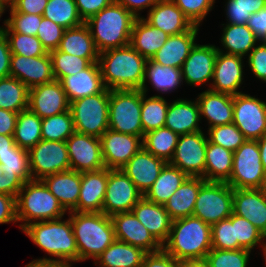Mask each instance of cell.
<instances>
[{"label":"cell","instance_id":"obj_1","mask_svg":"<svg viewBox=\"0 0 266 267\" xmlns=\"http://www.w3.org/2000/svg\"><path fill=\"white\" fill-rule=\"evenodd\" d=\"M146 61L130 44L99 53L98 63L105 88L140 90Z\"/></svg>","mask_w":266,"mask_h":267},{"label":"cell","instance_id":"obj_2","mask_svg":"<svg viewBox=\"0 0 266 267\" xmlns=\"http://www.w3.org/2000/svg\"><path fill=\"white\" fill-rule=\"evenodd\" d=\"M22 231L37 247L48 253L49 258L45 256L39 259H48L60 264L78 262V249L70 217L66 220L62 217L34 222L27 225Z\"/></svg>","mask_w":266,"mask_h":267},{"label":"cell","instance_id":"obj_3","mask_svg":"<svg viewBox=\"0 0 266 267\" xmlns=\"http://www.w3.org/2000/svg\"><path fill=\"white\" fill-rule=\"evenodd\" d=\"M78 249V262L95 261L115 240L111 217L102 212H68Z\"/></svg>","mask_w":266,"mask_h":267},{"label":"cell","instance_id":"obj_4","mask_svg":"<svg viewBox=\"0 0 266 267\" xmlns=\"http://www.w3.org/2000/svg\"><path fill=\"white\" fill-rule=\"evenodd\" d=\"M162 248L177 261L205 259L212 249L211 225L193 215L172 220Z\"/></svg>","mask_w":266,"mask_h":267},{"label":"cell","instance_id":"obj_5","mask_svg":"<svg viewBox=\"0 0 266 267\" xmlns=\"http://www.w3.org/2000/svg\"><path fill=\"white\" fill-rule=\"evenodd\" d=\"M136 17L124 6L114 1L88 18V26L99 53L130 44Z\"/></svg>","mask_w":266,"mask_h":267},{"label":"cell","instance_id":"obj_6","mask_svg":"<svg viewBox=\"0 0 266 267\" xmlns=\"http://www.w3.org/2000/svg\"><path fill=\"white\" fill-rule=\"evenodd\" d=\"M16 208L21 231L31 223L59 219L67 213L41 180L24 182L16 198Z\"/></svg>","mask_w":266,"mask_h":267},{"label":"cell","instance_id":"obj_7","mask_svg":"<svg viewBox=\"0 0 266 267\" xmlns=\"http://www.w3.org/2000/svg\"><path fill=\"white\" fill-rule=\"evenodd\" d=\"M110 89L70 102L76 132L100 138L109 129Z\"/></svg>","mask_w":266,"mask_h":267},{"label":"cell","instance_id":"obj_8","mask_svg":"<svg viewBox=\"0 0 266 267\" xmlns=\"http://www.w3.org/2000/svg\"><path fill=\"white\" fill-rule=\"evenodd\" d=\"M141 105V90H110L109 129L143 139Z\"/></svg>","mask_w":266,"mask_h":267},{"label":"cell","instance_id":"obj_9","mask_svg":"<svg viewBox=\"0 0 266 267\" xmlns=\"http://www.w3.org/2000/svg\"><path fill=\"white\" fill-rule=\"evenodd\" d=\"M227 184L234 189L266 188V172L257 140L246 139L233 153L232 173Z\"/></svg>","mask_w":266,"mask_h":267},{"label":"cell","instance_id":"obj_10","mask_svg":"<svg viewBox=\"0 0 266 267\" xmlns=\"http://www.w3.org/2000/svg\"><path fill=\"white\" fill-rule=\"evenodd\" d=\"M234 188L226 182H205L199 189L193 216L212 225L233 213Z\"/></svg>","mask_w":266,"mask_h":267},{"label":"cell","instance_id":"obj_11","mask_svg":"<svg viewBox=\"0 0 266 267\" xmlns=\"http://www.w3.org/2000/svg\"><path fill=\"white\" fill-rule=\"evenodd\" d=\"M28 161L32 180L71 169L64 141L40 140L28 151Z\"/></svg>","mask_w":266,"mask_h":267},{"label":"cell","instance_id":"obj_12","mask_svg":"<svg viewBox=\"0 0 266 267\" xmlns=\"http://www.w3.org/2000/svg\"><path fill=\"white\" fill-rule=\"evenodd\" d=\"M233 123L246 139L258 140L266 134V102L250 94L233 96Z\"/></svg>","mask_w":266,"mask_h":267},{"label":"cell","instance_id":"obj_13","mask_svg":"<svg viewBox=\"0 0 266 267\" xmlns=\"http://www.w3.org/2000/svg\"><path fill=\"white\" fill-rule=\"evenodd\" d=\"M203 131L179 136L169 164L179 168L190 177H202L205 173L207 135Z\"/></svg>","mask_w":266,"mask_h":267},{"label":"cell","instance_id":"obj_14","mask_svg":"<svg viewBox=\"0 0 266 267\" xmlns=\"http://www.w3.org/2000/svg\"><path fill=\"white\" fill-rule=\"evenodd\" d=\"M142 197L143 194L123 170L108 169V182L102 213L112 216L120 212H130Z\"/></svg>","mask_w":266,"mask_h":267},{"label":"cell","instance_id":"obj_15","mask_svg":"<svg viewBox=\"0 0 266 267\" xmlns=\"http://www.w3.org/2000/svg\"><path fill=\"white\" fill-rule=\"evenodd\" d=\"M66 146L71 170L86 172L105 168L100 138L75 131L66 140Z\"/></svg>","mask_w":266,"mask_h":267},{"label":"cell","instance_id":"obj_16","mask_svg":"<svg viewBox=\"0 0 266 267\" xmlns=\"http://www.w3.org/2000/svg\"><path fill=\"white\" fill-rule=\"evenodd\" d=\"M105 168L121 169L142 147V138L108 129L101 137Z\"/></svg>","mask_w":266,"mask_h":267},{"label":"cell","instance_id":"obj_17","mask_svg":"<svg viewBox=\"0 0 266 267\" xmlns=\"http://www.w3.org/2000/svg\"><path fill=\"white\" fill-rule=\"evenodd\" d=\"M110 217L116 240L138 247L146 253L162 249V245L136 218L132 211L116 213Z\"/></svg>","mask_w":266,"mask_h":267},{"label":"cell","instance_id":"obj_18","mask_svg":"<svg viewBox=\"0 0 266 267\" xmlns=\"http://www.w3.org/2000/svg\"><path fill=\"white\" fill-rule=\"evenodd\" d=\"M70 103L59 80L29 89L28 109L44 119L68 111Z\"/></svg>","mask_w":266,"mask_h":267},{"label":"cell","instance_id":"obj_19","mask_svg":"<svg viewBox=\"0 0 266 267\" xmlns=\"http://www.w3.org/2000/svg\"><path fill=\"white\" fill-rule=\"evenodd\" d=\"M218 50L213 44H196L184 61L181 71L183 81L190 86L211 85Z\"/></svg>","mask_w":266,"mask_h":267},{"label":"cell","instance_id":"obj_20","mask_svg":"<svg viewBox=\"0 0 266 267\" xmlns=\"http://www.w3.org/2000/svg\"><path fill=\"white\" fill-rule=\"evenodd\" d=\"M10 76L20 80L29 89L55 80L50 53L38 57L12 54Z\"/></svg>","mask_w":266,"mask_h":267},{"label":"cell","instance_id":"obj_21","mask_svg":"<svg viewBox=\"0 0 266 267\" xmlns=\"http://www.w3.org/2000/svg\"><path fill=\"white\" fill-rule=\"evenodd\" d=\"M244 59L239 55H229L218 51L209 90L232 96L242 93L239 88L244 83Z\"/></svg>","mask_w":266,"mask_h":267},{"label":"cell","instance_id":"obj_22","mask_svg":"<svg viewBox=\"0 0 266 267\" xmlns=\"http://www.w3.org/2000/svg\"><path fill=\"white\" fill-rule=\"evenodd\" d=\"M167 164L143 147L121 168L144 195Z\"/></svg>","mask_w":266,"mask_h":267},{"label":"cell","instance_id":"obj_23","mask_svg":"<svg viewBox=\"0 0 266 267\" xmlns=\"http://www.w3.org/2000/svg\"><path fill=\"white\" fill-rule=\"evenodd\" d=\"M233 213L247 219L266 236V188L234 189Z\"/></svg>","mask_w":266,"mask_h":267},{"label":"cell","instance_id":"obj_24","mask_svg":"<svg viewBox=\"0 0 266 267\" xmlns=\"http://www.w3.org/2000/svg\"><path fill=\"white\" fill-rule=\"evenodd\" d=\"M199 27L193 25L188 31L169 36L151 60L162 66L165 65L181 69L191 50L197 44L196 40L200 30Z\"/></svg>","mask_w":266,"mask_h":267},{"label":"cell","instance_id":"obj_25","mask_svg":"<svg viewBox=\"0 0 266 267\" xmlns=\"http://www.w3.org/2000/svg\"><path fill=\"white\" fill-rule=\"evenodd\" d=\"M108 182V168L81 172L77 212H102Z\"/></svg>","mask_w":266,"mask_h":267},{"label":"cell","instance_id":"obj_26","mask_svg":"<svg viewBox=\"0 0 266 267\" xmlns=\"http://www.w3.org/2000/svg\"><path fill=\"white\" fill-rule=\"evenodd\" d=\"M60 83L69 103L79 98L96 95L105 89L98 62H93L86 69L63 77Z\"/></svg>","mask_w":266,"mask_h":267},{"label":"cell","instance_id":"obj_27","mask_svg":"<svg viewBox=\"0 0 266 267\" xmlns=\"http://www.w3.org/2000/svg\"><path fill=\"white\" fill-rule=\"evenodd\" d=\"M132 212L161 245L167 241L172 219L164 205L149 201L143 196L134 205Z\"/></svg>","mask_w":266,"mask_h":267},{"label":"cell","instance_id":"obj_28","mask_svg":"<svg viewBox=\"0 0 266 267\" xmlns=\"http://www.w3.org/2000/svg\"><path fill=\"white\" fill-rule=\"evenodd\" d=\"M197 100L178 98L169 103L165 127L178 135L203 131Z\"/></svg>","mask_w":266,"mask_h":267},{"label":"cell","instance_id":"obj_29","mask_svg":"<svg viewBox=\"0 0 266 267\" xmlns=\"http://www.w3.org/2000/svg\"><path fill=\"white\" fill-rule=\"evenodd\" d=\"M201 120H207L208 128L233 123V96L206 89L196 98ZM203 117V118H202Z\"/></svg>","mask_w":266,"mask_h":267},{"label":"cell","instance_id":"obj_30","mask_svg":"<svg viewBox=\"0 0 266 267\" xmlns=\"http://www.w3.org/2000/svg\"><path fill=\"white\" fill-rule=\"evenodd\" d=\"M66 212L76 211L80 193L81 172L67 170L41 179Z\"/></svg>","mask_w":266,"mask_h":267},{"label":"cell","instance_id":"obj_31","mask_svg":"<svg viewBox=\"0 0 266 267\" xmlns=\"http://www.w3.org/2000/svg\"><path fill=\"white\" fill-rule=\"evenodd\" d=\"M147 12V17L144 19L169 36L181 34L193 26L172 0L158 1Z\"/></svg>","mask_w":266,"mask_h":267},{"label":"cell","instance_id":"obj_32","mask_svg":"<svg viewBox=\"0 0 266 267\" xmlns=\"http://www.w3.org/2000/svg\"><path fill=\"white\" fill-rule=\"evenodd\" d=\"M147 82L153 87L152 89L159 92L158 96H161L160 93L169 94L175 92L174 90L181 87L184 81L180 68L162 66L148 59L145 64L144 80L140 89L144 94H147L149 90L146 85Z\"/></svg>","mask_w":266,"mask_h":267},{"label":"cell","instance_id":"obj_33","mask_svg":"<svg viewBox=\"0 0 266 267\" xmlns=\"http://www.w3.org/2000/svg\"><path fill=\"white\" fill-rule=\"evenodd\" d=\"M203 177H188L164 204L172 220L192 216Z\"/></svg>","mask_w":266,"mask_h":267},{"label":"cell","instance_id":"obj_34","mask_svg":"<svg viewBox=\"0 0 266 267\" xmlns=\"http://www.w3.org/2000/svg\"><path fill=\"white\" fill-rule=\"evenodd\" d=\"M168 37V34L150 25L141 16L133 23L130 45L148 60L164 45Z\"/></svg>","mask_w":266,"mask_h":267},{"label":"cell","instance_id":"obj_35","mask_svg":"<svg viewBox=\"0 0 266 267\" xmlns=\"http://www.w3.org/2000/svg\"><path fill=\"white\" fill-rule=\"evenodd\" d=\"M58 50L86 58L90 63L98 62L99 59V51L85 23L65 29Z\"/></svg>","mask_w":266,"mask_h":267},{"label":"cell","instance_id":"obj_36","mask_svg":"<svg viewBox=\"0 0 266 267\" xmlns=\"http://www.w3.org/2000/svg\"><path fill=\"white\" fill-rule=\"evenodd\" d=\"M221 25H223V32L220 41L224 49L216 46L217 50L221 53L239 55L245 58L260 42L247 24L235 25L224 23Z\"/></svg>","mask_w":266,"mask_h":267},{"label":"cell","instance_id":"obj_37","mask_svg":"<svg viewBox=\"0 0 266 267\" xmlns=\"http://www.w3.org/2000/svg\"><path fill=\"white\" fill-rule=\"evenodd\" d=\"M146 252L128 243L115 240L94 261L98 267H141Z\"/></svg>","mask_w":266,"mask_h":267},{"label":"cell","instance_id":"obj_38","mask_svg":"<svg viewBox=\"0 0 266 267\" xmlns=\"http://www.w3.org/2000/svg\"><path fill=\"white\" fill-rule=\"evenodd\" d=\"M188 177L179 168L167 163L143 196L149 201L164 205Z\"/></svg>","mask_w":266,"mask_h":267},{"label":"cell","instance_id":"obj_39","mask_svg":"<svg viewBox=\"0 0 266 267\" xmlns=\"http://www.w3.org/2000/svg\"><path fill=\"white\" fill-rule=\"evenodd\" d=\"M207 182H228L232 173L233 152L208 141L205 153Z\"/></svg>","mask_w":266,"mask_h":267},{"label":"cell","instance_id":"obj_40","mask_svg":"<svg viewBox=\"0 0 266 267\" xmlns=\"http://www.w3.org/2000/svg\"><path fill=\"white\" fill-rule=\"evenodd\" d=\"M13 139L18 147L29 151L42 140V119L29 109L19 112Z\"/></svg>","mask_w":266,"mask_h":267},{"label":"cell","instance_id":"obj_41","mask_svg":"<svg viewBox=\"0 0 266 267\" xmlns=\"http://www.w3.org/2000/svg\"><path fill=\"white\" fill-rule=\"evenodd\" d=\"M179 136L165 126L151 130L143 136V148L157 158L169 163L173 157Z\"/></svg>","mask_w":266,"mask_h":267},{"label":"cell","instance_id":"obj_42","mask_svg":"<svg viewBox=\"0 0 266 267\" xmlns=\"http://www.w3.org/2000/svg\"><path fill=\"white\" fill-rule=\"evenodd\" d=\"M29 88L14 77L0 79V109L19 113L28 109Z\"/></svg>","mask_w":266,"mask_h":267},{"label":"cell","instance_id":"obj_43","mask_svg":"<svg viewBox=\"0 0 266 267\" xmlns=\"http://www.w3.org/2000/svg\"><path fill=\"white\" fill-rule=\"evenodd\" d=\"M147 96L148 94L142 92L141 123L143 136L151 130L165 126L166 113L169 106L168 101L162 95Z\"/></svg>","mask_w":266,"mask_h":267},{"label":"cell","instance_id":"obj_44","mask_svg":"<svg viewBox=\"0 0 266 267\" xmlns=\"http://www.w3.org/2000/svg\"><path fill=\"white\" fill-rule=\"evenodd\" d=\"M43 17L65 29L74 28L84 23L79 16L75 0H48Z\"/></svg>","mask_w":266,"mask_h":267},{"label":"cell","instance_id":"obj_45","mask_svg":"<svg viewBox=\"0 0 266 267\" xmlns=\"http://www.w3.org/2000/svg\"><path fill=\"white\" fill-rule=\"evenodd\" d=\"M232 225H234L235 240H238V249H253L262 246L266 249V236L247 219L232 213Z\"/></svg>","mask_w":266,"mask_h":267},{"label":"cell","instance_id":"obj_46","mask_svg":"<svg viewBox=\"0 0 266 267\" xmlns=\"http://www.w3.org/2000/svg\"><path fill=\"white\" fill-rule=\"evenodd\" d=\"M75 132L70 109L61 114L42 119V139L64 141Z\"/></svg>","mask_w":266,"mask_h":267},{"label":"cell","instance_id":"obj_47","mask_svg":"<svg viewBox=\"0 0 266 267\" xmlns=\"http://www.w3.org/2000/svg\"><path fill=\"white\" fill-rule=\"evenodd\" d=\"M226 20L228 24L245 25L251 14L266 7V0H226Z\"/></svg>","mask_w":266,"mask_h":267},{"label":"cell","instance_id":"obj_48","mask_svg":"<svg viewBox=\"0 0 266 267\" xmlns=\"http://www.w3.org/2000/svg\"><path fill=\"white\" fill-rule=\"evenodd\" d=\"M49 53L55 80L60 81L63 77L82 71L91 64L86 58L67 54L58 49L52 50Z\"/></svg>","mask_w":266,"mask_h":267},{"label":"cell","instance_id":"obj_49","mask_svg":"<svg viewBox=\"0 0 266 267\" xmlns=\"http://www.w3.org/2000/svg\"><path fill=\"white\" fill-rule=\"evenodd\" d=\"M206 132L209 142L222 146L233 153L246 141L234 123L214 126L208 128Z\"/></svg>","mask_w":266,"mask_h":267},{"label":"cell","instance_id":"obj_50","mask_svg":"<svg viewBox=\"0 0 266 267\" xmlns=\"http://www.w3.org/2000/svg\"><path fill=\"white\" fill-rule=\"evenodd\" d=\"M251 251L246 249L220 250L212 248L205 260L209 267H247Z\"/></svg>","mask_w":266,"mask_h":267},{"label":"cell","instance_id":"obj_51","mask_svg":"<svg viewBox=\"0 0 266 267\" xmlns=\"http://www.w3.org/2000/svg\"><path fill=\"white\" fill-rule=\"evenodd\" d=\"M4 34L7 37L11 54L23 55L25 57H38L48 53L37 36L21 33Z\"/></svg>","mask_w":266,"mask_h":267},{"label":"cell","instance_id":"obj_52","mask_svg":"<svg viewBox=\"0 0 266 267\" xmlns=\"http://www.w3.org/2000/svg\"><path fill=\"white\" fill-rule=\"evenodd\" d=\"M0 165L4 173L18 175L24 182L32 180L29 171L28 151L21 149L16 144L11 148V153L0 158Z\"/></svg>","mask_w":266,"mask_h":267},{"label":"cell","instance_id":"obj_53","mask_svg":"<svg viewBox=\"0 0 266 267\" xmlns=\"http://www.w3.org/2000/svg\"><path fill=\"white\" fill-rule=\"evenodd\" d=\"M10 17L6 19V30L4 33H21L37 36L38 27L43 15L16 12L10 5L8 8Z\"/></svg>","mask_w":266,"mask_h":267},{"label":"cell","instance_id":"obj_54","mask_svg":"<svg viewBox=\"0 0 266 267\" xmlns=\"http://www.w3.org/2000/svg\"><path fill=\"white\" fill-rule=\"evenodd\" d=\"M212 248L220 250H237L238 240H235L232 215L211 225Z\"/></svg>","mask_w":266,"mask_h":267},{"label":"cell","instance_id":"obj_55","mask_svg":"<svg viewBox=\"0 0 266 267\" xmlns=\"http://www.w3.org/2000/svg\"><path fill=\"white\" fill-rule=\"evenodd\" d=\"M193 25L200 26L212 11L215 0H172Z\"/></svg>","mask_w":266,"mask_h":267},{"label":"cell","instance_id":"obj_56","mask_svg":"<svg viewBox=\"0 0 266 267\" xmlns=\"http://www.w3.org/2000/svg\"><path fill=\"white\" fill-rule=\"evenodd\" d=\"M65 28L53 21L42 17L38 27L37 38L47 52L59 48Z\"/></svg>","mask_w":266,"mask_h":267},{"label":"cell","instance_id":"obj_57","mask_svg":"<svg viewBox=\"0 0 266 267\" xmlns=\"http://www.w3.org/2000/svg\"><path fill=\"white\" fill-rule=\"evenodd\" d=\"M246 62L256 79L266 83V45L260 41L249 53Z\"/></svg>","mask_w":266,"mask_h":267},{"label":"cell","instance_id":"obj_58","mask_svg":"<svg viewBox=\"0 0 266 267\" xmlns=\"http://www.w3.org/2000/svg\"><path fill=\"white\" fill-rule=\"evenodd\" d=\"M141 267H179V261L162 248L156 252L146 253Z\"/></svg>","mask_w":266,"mask_h":267},{"label":"cell","instance_id":"obj_59","mask_svg":"<svg viewBox=\"0 0 266 267\" xmlns=\"http://www.w3.org/2000/svg\"><path fill=\"white\" fill-rule=\"evenodd\" d=\"M18 223L16 198L0 193V224Z\"/></svg>","mask_w":266,"mask_h":267},{"label":"cell","instance_id":"obj_60","mask_svg":"<svg viewBox=\"0 0 266 267\" xmlns=\"http://www.w3.org/2000/svg\"><path fill=\"white\" fill-rule=\"evenodd\" d=\"M114 0H75L79 16L85 22L88 18L110 5Z\"/></svg>","mask_w":266,"mask_h":267},{"label":"cell","instance_id":"obj_61","mask_svg":"<svg viewBox=\"0 0 266 267\" xmlns=\"http://www.w3.org/2000/svg\"><path fill=\"white\" fill-rule=\"evenodd\" d=\"M48 0H9V5L20 13L43 15Z\"/></svg>","mask_w":266,"mask_h":267},{"label":"cell","instance_id":"obj_62","mask_svg":"<svg viewBox=\"0 0 266 267\" xmlns=\"http://www.w3.org/2000/svg\"><path fill=\"white\" fill-rule=\"evenodd\" d=\"M23 185L24 181L18 175H9L8 173H4L0 165V193L17 198Z\"/></svg>","mask_w":266,"mask_h":267},{"label":"cell","instance_id":"obj_63","mask_svg":"<svg viewBox=\"0 0 266 267\" xmlns=\"http://www.w3.org/2000/svg\"><path fill=\"white\" fill-rule=\"evenodd\" d=\"M247 26L259 41L266 36V7L251 14Z\"/></svg>","mask_w":266,"mask_h":267},{"label":"cell","instance_id":"obj_64","mask_svg":"<svg viewBox=\"0 0 266 267\" xmlns=\"http://www.w3.org/2000/svg\"><path fill=\"white\" fill-rule=\"evenodd\" d=\"M11 51L5 34L0 35V79L10 76Z\"/></svg>","mask_w":266,"mask_h":267},{"label":"cell","instance_id":"obj_65","mask_svg":"<svg viewBox=\"0 0 266 267\" xmlns=\"http://www.w3.org/2000/svg\"><path fill=\"white\" fill-rule=\"evenodd\" d=\"M158 1L159 0H114L115 3L124 6L136 18L141 17V11L145 9L149 11Z\"/></svg>","mask_w":266,"mask_h":267},{"label":"cell","instance_id":"obj_66","mask_svg":"<svg viewBox=\"0 0 266 267\" xmlns=\"http://www.w3.org/2000/svg\"><path fill=\"white\" fill-rule=\"evenodd\" d=\"M18 113L0 109V135L13 136Z\"/></svg>","mask_w":266,"mask_h":267},{"label":"cell","instance_id":"obj_67","mask_svg":"<svg viewBox=\"0 0 266 267\" xmlns=\"http://www.w3.org/2000/svg\"><path fill=\"white\" fill-rule=\"evenodd\" d=\"M15 145L13 136L0 135V158L11 153V148Z\"/></svg>","mask_w":266,"mask_h":267},{"label":"cell","instance_id":"obj_68","mask_svg":"<svg viewBox=\"0 0 266 267\" xmlns=\"http://www.w3.org/2000/svg\"><path fill=\"white\" fill-rule=\"evenodd\" d=\"M60 263L48 259H33L25 267H57Z\"/></svg>","mask_w":266,"mask_h":267},{"label":"cell","instance_id":"obj_69","mask_svg":"<svg viewBox=\"0 0 266 267\" xmlns=\"http://www.w3.org/2000/svg\"><path fill=\"white\" fill-rule=\"evenodd\" d=\"M179 267H209L205 259H192L179 261Z\"/></svg>","mask_w":266,"mask_h":267},{"label":"cell","instance_id":"obj_70","mask_svg":"<svg viewBox=\"0 0 266 267\" xmlns=\"http://www.w3.org/2000/svg\"><path fill=\"white\" fill-rule=\"evenodd\" d=\"M259 144L261 162L266 172V134L257 140Z\"/></svg>","mask_w":266,"mask_h":267},{"label":"cell","instance_id":"obj_71","mask_svg":"<svg viewBox=\"0 0 266 267\" xmlns=\"http://www.w3.org/2000/svg\"><path fill=\"white\" fill-rule=\"evenodd\" d=\"M8 5H9V0H0V20L3 13L7 11ZM3 24H4L3 26H0V35L4 34V31L6 30V19H4Z\"/></svg>","mask_w":266,"mask_h":267},{"label":"cell","instance_id":"obj_72","mask_svg":"<svg viewBox=\"0 0 266 267\" xmlns=\"http://www.w3.org/2000/svg\"><path fill=\"white\" fill-rule=\"evenodd\" d=\"M57 267H72V264H59Z\"/></svg>","mask_w":266,"mask_h":267},{"label":"cell","instance_id":"obj_73","mask_svg":"<svg viewBox=\"0 0 266 267\" xmlns=\"http://www.w3.org/2000/svg\"><path fill=\"white\" fill-rule=\"evenodd\" d=\"M263 254H264L263 257H264L265 263H266V249L263 250Z\"/></svg>","mask_w":266,"mask_h":267},{"label":"cell","instance_id":"obj_74","mask_svg":"<svg viewBox=\"0 0 266 267\" xmlns=\"http://www.w3.org/2000/svg\"><path fill=\"white\" fill-rule=\"evenodd\" d=\"M264 45H266V36L263 38V40L261 41Z\"/></svg>","mask_w":266,"mask_h":267}]
</instances>
